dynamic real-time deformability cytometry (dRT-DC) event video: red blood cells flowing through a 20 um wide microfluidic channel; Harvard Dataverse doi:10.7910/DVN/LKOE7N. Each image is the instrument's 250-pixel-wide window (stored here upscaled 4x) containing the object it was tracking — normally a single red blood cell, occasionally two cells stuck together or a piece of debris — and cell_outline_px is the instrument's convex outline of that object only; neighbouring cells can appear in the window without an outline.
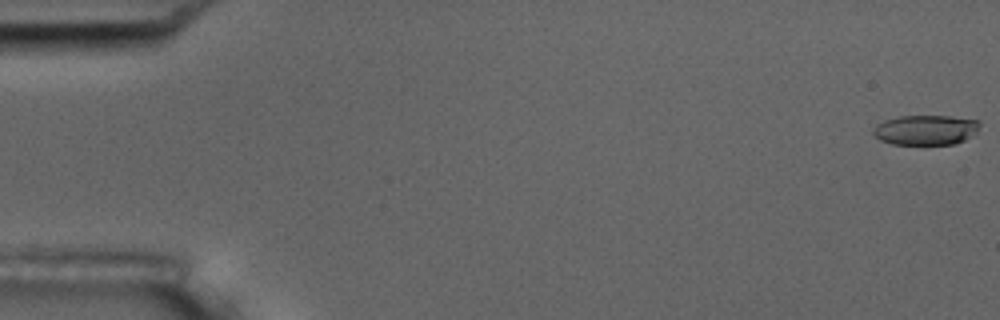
{"species": "common noctule bat (a hibernating species)", "species_latin": "Nyctalus noctula", "temperature_condition": "room temperature", "stored_images_in_passage": 6, "camera_frame_rate_fps": 3000, "um_per_image_px": 0.085, "animal": {"sex": "male", "body_mass_g": 17.5, "forearm_length_mm": 52.3}, "frame": {"image": 1, "passage_image": 1, "time_ms": 0.0, "image_size_px": [1000, 320], "cell_outline_px": [[980, 124], [976, 132], [964, 140], [956, 144], [892, 144], [880, 140], [872, 132], [872, 128], [876, 124], [884, 120], [900, 116], [948, 116], [980, 120]], "centroid_in_image_um": [78.67, 11.04], "position_along_channel_um": 6.3, "area_um2": 18.61}}